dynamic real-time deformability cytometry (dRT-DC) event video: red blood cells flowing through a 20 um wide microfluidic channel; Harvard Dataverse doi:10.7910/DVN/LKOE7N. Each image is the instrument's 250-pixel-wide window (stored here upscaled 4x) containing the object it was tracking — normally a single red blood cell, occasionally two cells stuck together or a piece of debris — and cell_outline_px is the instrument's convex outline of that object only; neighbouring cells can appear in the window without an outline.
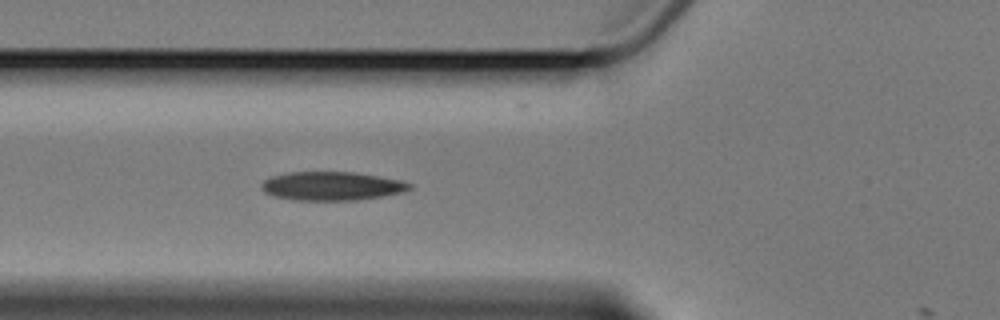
{"species": "Egyptian fruit bat (a non-hibernating species)", "species_latin": "Rousettus aegyptiacus", "temperature_condition": "cold", "stored_images_in_passage": 8, "camera_frame_rate_fps": 3000, "um_per_image_px": 0.085, "animal": {"sex": "female"}, "frame": {"image": 1, "passage_image": 7, "time_ms": 7.0, "image_size_px": [1000, 320], "cell_outline_px": [[412, 188], [404, 192], [356, 200], [296, 200], [276, 196], [264, 192], [260, 188], [260, 184], [264, 180], [272, 176], [288, 172], [352, 172], [400, 180], [412, 184]], "centroid_in_image_um": [28.17, 15.81], "position_along_channel_um": 97.6, "area_um2": 24.57}}